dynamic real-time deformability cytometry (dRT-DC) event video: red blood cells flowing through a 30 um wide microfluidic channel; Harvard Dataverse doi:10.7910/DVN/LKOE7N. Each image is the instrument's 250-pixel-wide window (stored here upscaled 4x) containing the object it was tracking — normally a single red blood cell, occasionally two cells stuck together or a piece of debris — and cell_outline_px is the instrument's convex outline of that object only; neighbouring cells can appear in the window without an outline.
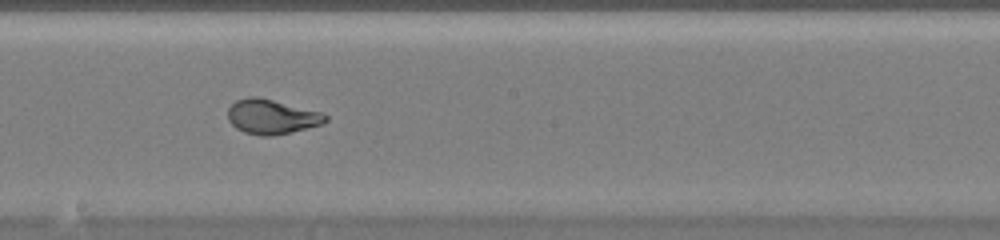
{"species": "common noctule bat (a hibernating species)", "species_latin": "Nyctalus noctula", "temperature_condition": "warm", "stored_images_in_passage": 54, "camera_frame_rate_fps": 3000, "um_per_image_px": 0.085, "animal": {"sex": "female", "body_mass_g": 20.0, "forearm_length_mm": 54.0}, "frame": {"image": 1, "passage_image": 31, "time_ms": 10.0, "image_size_px": [1000, 240], "cell_outline_px": [[328, 120], [324, 124], [292, 132], [272, 136], [260, 136], [244, 132], [236, 128], [228, 120], [228, 108], [236, 100], [248, 96], [256, 96], [324, 112], [328, 116]], "centroid_in_image_um": [23.13, 9.92], "position_along_channel_um": 225.1, "area_um2": 20.0}}
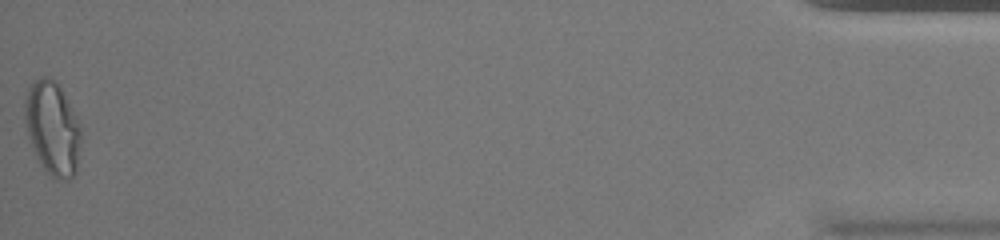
{"frame": {"image": 2, "passage_image": 54, "time_ms": 17.667, "image_size_px": [1000, 240], "cell_outline_px": [[80, 140], [76, 172], [68, 180], [60, 180], [52, 176], [44, 168], [36, 156], [28, 136], [24, 120], [24, 100], [28, 88], [32, 80], [40, 76], [44, 76], [56, 80], [80, 128]], "centroid_in_image_um": [4.41, 10.88], "position_along_channel_um": 430.8, "area_um2": 30.17}, "authors_computed_cell_mechanics": {"area_um2": 23.4957, "velocity_mm_per_s": 3.8908, "shape_relaxation_time_tau1_ms": 10.7443, "shape_relaxation_time_tau2_ms": null, "deformation_change_tau1": 0.3173, "deformation_change_tau2": null}}